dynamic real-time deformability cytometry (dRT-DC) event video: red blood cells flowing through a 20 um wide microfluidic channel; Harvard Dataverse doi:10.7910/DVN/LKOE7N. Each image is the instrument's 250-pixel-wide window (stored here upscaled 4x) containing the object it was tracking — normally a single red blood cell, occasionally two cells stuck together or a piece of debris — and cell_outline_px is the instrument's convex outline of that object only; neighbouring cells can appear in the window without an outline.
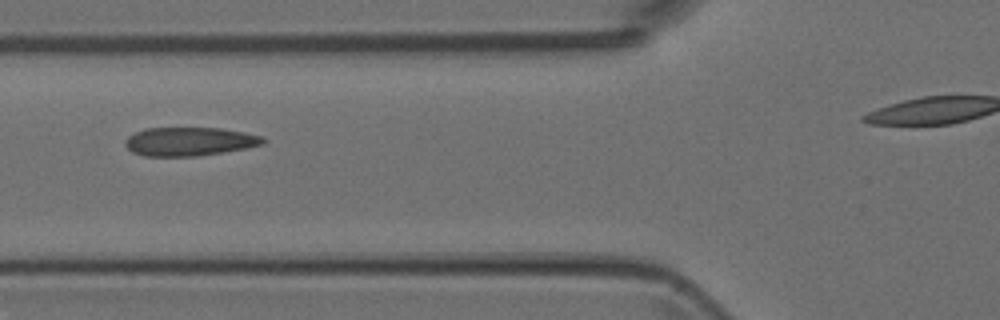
{"species": "Egyptian fruit bat (a non-hibernating species)", "species_latin": "Rousettus aegyptiacus", "temperature_condition": "room temperature", "stored_images_in_passage": 4, "camera_frame_rate_fps": 3000, "um_per_image_px": 0.085, "animal": {"sex": "female"}, "frame": {"image": 1, "passage_image": 2, "time_ms": 0.333, "image_size_px": [1000, 320], "cell_outline_px": [[264, 144], [244, 148], [196, 156], [144, 156], [132, 152], [124, 144], [124, 140], [128, 136], [144, 128], [220, 128], [244, 132], [260, 136], [264, 140]], "centroid_in_image_um": [16.04, 12.02], "position_along_channel_um": 109.8, "area_um2": 22.77}}
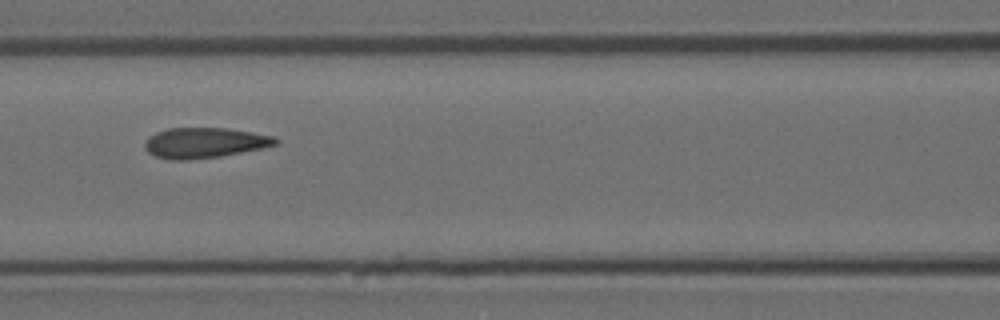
{"frame": {"image": 2, "passage_image": 3, "time_ms": 0.667, "image_size_px": [1000, 320], "cell_outline_px": [[280, 140], [276, 144], [260, 148], [220, 156], [184, 160], [172, 160], [156, 156], [148, 152], [144, 148], [144, 140], [148, 136], [156, 132], [168, 128], [224, 128], [252, 132], [272, 136]], "centroid_in_image_um": [17.32, 12.13], "position_along_channel_um": 149.3, "area_um2": 22.95}}